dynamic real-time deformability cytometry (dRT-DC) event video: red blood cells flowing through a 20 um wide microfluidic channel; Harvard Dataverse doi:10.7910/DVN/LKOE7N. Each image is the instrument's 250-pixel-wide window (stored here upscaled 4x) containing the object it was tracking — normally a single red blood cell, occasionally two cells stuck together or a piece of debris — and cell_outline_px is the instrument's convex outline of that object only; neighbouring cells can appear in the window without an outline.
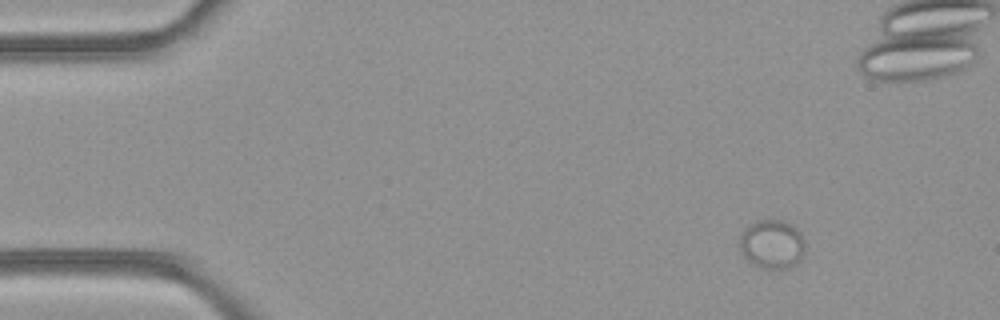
{"species": "common noctule bat (a hibernating species)", "species_latin": "Nyctalus noctula", "temperature_condition": "room temperature", "stored_images_in_passage": 38, "camera_frame_rate_fps": 3000, "um_per_image_px": 0.085, "animal": {"sex": "female", "body_mass_g": 21.9}, "frame": {"image": 1, "passage_image": 7, "time_ms": 2.0, "image_size_px": [1000, 320], "cell_outline_px": [[804, 248], [800, 260], [796, 264], [788, 268], [760, 268], [752, 264], [744, 256], [740, 248], [740, 236], [748, 224], [760, 220], [780, 220], [788, 224], [804, 240]], "centroid_in_image_um": [65.58, 20.78], "position_along_channel_um": 19.4, "area_um2": 18.21}}